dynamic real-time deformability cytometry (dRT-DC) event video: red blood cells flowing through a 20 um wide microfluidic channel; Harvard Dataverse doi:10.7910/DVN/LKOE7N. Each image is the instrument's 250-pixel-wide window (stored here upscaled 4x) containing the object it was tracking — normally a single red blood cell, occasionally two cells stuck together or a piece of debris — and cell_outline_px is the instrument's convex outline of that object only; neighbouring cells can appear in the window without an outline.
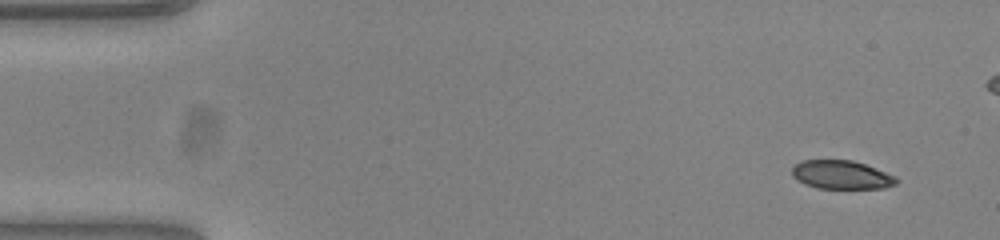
{"species": "common noctule bat (a hibernating species)", "species_latin": "Nyctalus noctula", "temperature_condition": "warm", "stored_images_in_passage": 51, "camera_frame_rate_fps": 3000, "um_per_image_px": 0.085, "animal": {"sex": "female", "body_mass_g": 23.0, "forearm_length_mm": 53.4}, "frame": {"image": 1, "passage_image": 1, "time_ms": 0.0, "image_size_px": [1000, 240], "cell_outline_px": [[900, 180], [896, 184], [884, 188], [816, 188], [804, 184], [796, 180], [792, 176], [792, 168], [800, 160], [852, 160], [864, 164], [896, 176]], "centroid_in_image_um": [71.51, 14.86], "position_along_channel_um": 13.5, "area_um2": 17.46}}
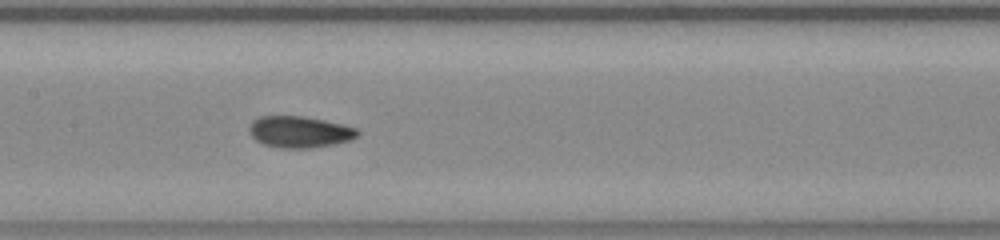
{"frame": {"image": 2, "passage_image": 23, "time_ms": 7.333, "image_size_px": [1000, 240], "cell_outline_px": [[360, 132], [352, 140], [312, 148], [280, 148], [264, 144], [256, 140], [252, 136], [248, 128], [252, 120], [260, 116], [300, 116], [324, 120], [356, 128]], "centroid_in_image_um": [25.44, 11.21], "position_along_channel_um": 182.0, "area_um2": 19.77}}
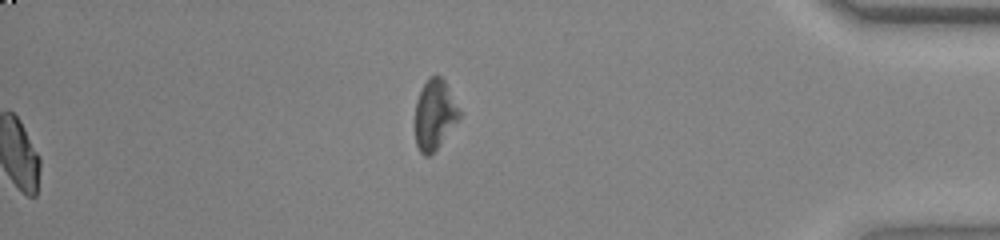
{"frame": {"image": 3, "passage_image": 51, "time_ms": 16.667, "image_size_px": [1000, 240], "cell_outline_px": [[460, 116], [436, 148], [428, 156], [424, 156], [420, 152], [416, 144], [416, 100], [428, 76], [440, 76], [444, 80], [460, 112]], "centroid_in_image_um": [36.91, 9.72], "position_along_channel_um": 398.3, "area_um2": 17.34}, "authors_computed_cell_mechanics": {"area_um2": 19.2474, "velocity_mm_per_s": 3.858, "shape_relaxation_time_tau1_ms": 8.0163, "shape_relaxation_time_tau2_ms": 1.4267, "deformation_change_tau1": 0.1866, "deformation_change_tau2": 0.0549}}